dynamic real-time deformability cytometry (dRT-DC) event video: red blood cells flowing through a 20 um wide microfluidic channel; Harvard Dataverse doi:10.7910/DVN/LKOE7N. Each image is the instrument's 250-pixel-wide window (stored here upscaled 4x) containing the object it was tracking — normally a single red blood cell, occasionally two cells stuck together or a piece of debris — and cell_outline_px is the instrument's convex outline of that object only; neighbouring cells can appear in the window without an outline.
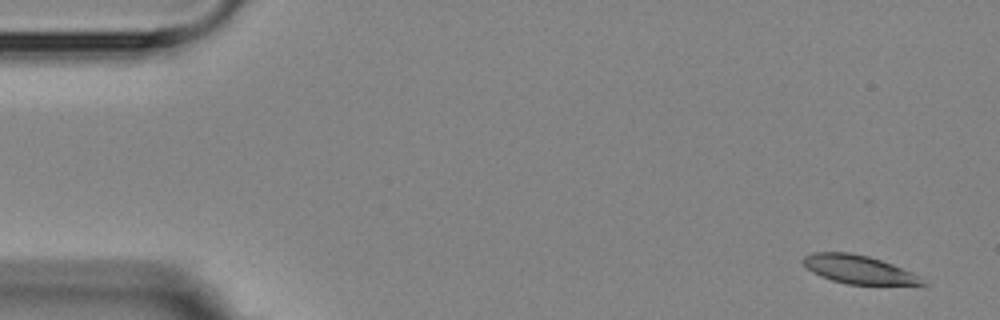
{"species": "Egyptian fruit bat (a non-hibernating species)", "species_latin": "Rousettus aegyptiacus", "temperature_condition": "room temperature", "stored_images_in_passage": 5, "camera_frame_rate_fps": 3000, "um_per_image_px": 0.085, "animal": {"sex": "female"}, "frame": {"image": 1, "passage_image": 1, "time_ms": 0.0, "image_size_px": [1000, 320], "cell_outline_px": [[928, 284], [848, 284], [832, 280], [820, 276], [812, 272], [800, 260], [804, 256], [812, 252], [852, 252], [868, 256], [892, 264], [920, 276]], "centroid_in_image_um": [72.93, 22.88], "position_along_channel_um": 12.1, "area_um2": 19.54}}
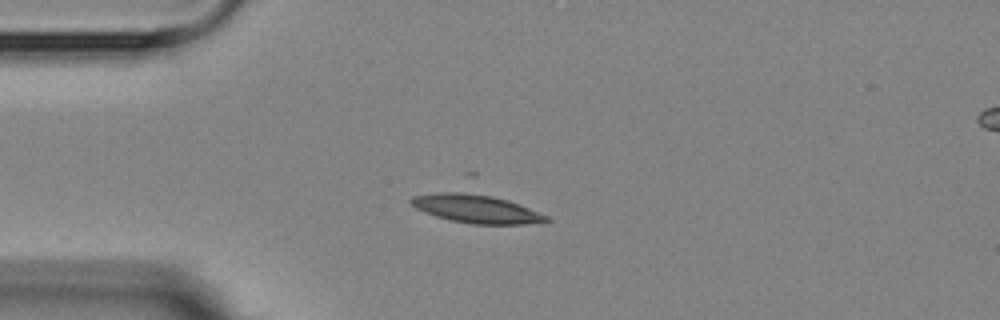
{"frame": {"image": 2, "passage_image": 4, "time_ms": 3.667, "image_size_px": [1000, 320], "cell_outline_px": [[552, 220], [524, 224], [472, 224], [448, 220], [424, 212], [416, 208], [408, 200], [412, 196], [436, 192], [472, 192], [508, 200], [548, 216]], "centroid_in_image_um": [40.42, 17.74], "position_along_channel_um": 44.6, "area_um2": 22.25}}